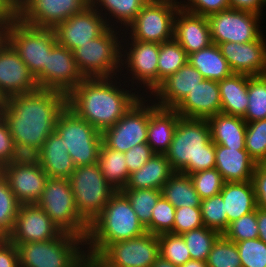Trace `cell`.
Listing matches in <instances>:
<instances>
[{"mask_svg": "<svg viewBox=\"0 0 266 267\" xmlns=\"http://www.w3.org/2000/svg\"><path fill=\"white\" fill-rule=\"evenodd\" d=\"M14 6L18 9L24 2L25 0H10Z\"/></svg>", "mask_w": 266, "mask_h": 267, "instance_id": "62", "label": "cell"}, {"mask_svg": "<svg viewBox=\"0 0 266 267\" xmlns=\"http://www.w3.org/2000/svg\"><path fill=\"white\" fill-rule=\"evenodd\" d=\"M257 223L259 239L266 243V210L257 207Z\"/></svg>", "mask_w": 266, "mask_h": 267, "instance_id": "59", "label": "cell"}, {"mask_svg": "<svg viewBox=\"0 0 266 267\" xmlns=\"http://www.w3.org/2000/svg\"><path fill=\"white\" fill-rule=\"evenodd\" d=\"M245 148L256 162H266V119L247 123Z\"/></svg>", "mask_w": 266, "mask_h": 267, "instance_id": "45", "label": "cell"}, {"mask_svg": "<svg viewBox=\"0 0 266 267\" xmlns=\"http://www.w3.org/2000/svg\"><path fill=\"white\" fill-rule=\"evenodd\" d=\"M3 39L36 77L47 65L48 53L57 44L53 28L28 26L18 19L4 28Z\"/></svg>", "mask_w": 266, "mask_h": 267, "instance_id": "9", "label": "cell"}, {"mask_svg": "<svg viewBox=\"0 0 266 267\" xmlns=\"http://www.w3.org/2000/svg\"><path fill=\"white\" fill-rule=\"evenodd\" d=\"M211 140L227 148H245L246 121L239 116L218 113L207 119Z\"/></svg>", "mask_w": 266, "mask_h": 267, "instance_id": "29", "label": "cell"}, {"mask_svg": "<svg viewBox=\"0 0 266 267\" xmlns=\"http://www.w3.org/2000/svg\"><path fill=\"white\" fill-rule=\"evenodd\" d=\"M39 88L68 95L85 79L79 71L71 50L56 44L48 53L47 65L35 77Z\"/></svg>", "mask_w": 266, "mask_h": 267, "instance_id": "15", "label": "cell"}, {"mask_svg": "<svg viewBox=\"0 0 266 267\" xmlns=\"http://www.w3.org/2000/svg\"><path fill=\"white\" fill-rule=\"evenodd\" d=\"M257 223V208L255 211L241 216L239 219L229 223L223 236L235 243L249 239L259 238Z\"/></svg>", "mask_w": 266, "mask_h": 267, "instance_id": "47", "label": "cell"}, {"mask_svg": "<svg viewBox=\"0 0 266 267\" xmlns=\"http://www.w3.org/2000/svg\"><path fill=\"white\" fill-rule=\"evenodd\" d=\"M149 101H151V106L149 105L147 144L155 154H165L181 116L175 109L162 108L151 99Z\"/></svg>", "mask_w": 266, "mask_h": 267, "instance_id": "26", "label": "cell"}, {"mask_svg": "<svg viewBox=\"0 0 266 267\" xmlns=\"http://www.w3.org/2000/svg\"><path fill=\"white\" fill-rule=\"evenodd\" d=\"M252 182L255 189L256 205L266 210V162L256 163Z\"/></svg>", "mask_w": 266, "mask_h": 267, "instance_id": "54", "label": "cell"}, {"mask_svg": "<svg viewBox=\"0 0 266 267\" xmlns=\"http://www.w3.org/2000/svg\"><path fill=\"white\" fill-rule=\"evenodd\" d=\"M203 79L196 68L187 62L154 90L151 95L158 101L153 102L159 107L174 109Z\"/></svg>", "mask_w": 266, "mask_h": 267, "instance_id": "25", "label": "cell"}, {"mask_svg": "<svg viewBox=\"0 0 266 267\" xmlns=\"http://www.w3.org/2000/svg\"><path fill=\"white\" fill-rule=\"evenodd\" d=\"M1 174L20 204H36L49 178L33 157H22L3 165Z\"/></svg>", "mask_w": 266, "mask_h": 267, "instance_id": "14", "label": "cell"}, {"mask_svg": "<svg viewBox=\"0 0 266 267\" xmlns=\"http://www.w3.org/2000/svg\"><path fill=\"white\" fill-rule=\"evenodd\" d=\"M147 101L142 96L122 118L102 132L108 148L125 153L137 144L147 143L150 104Z\"/></svg>", "mask_w": 266, "mask_h": 267, "instance_id": "13", "label": "cell"}, {"mask_svg": "<svg viewBox=\"0 0 266 267\" xmlns=\"http://www.w3.org/2000/svg\"><path fill=\"white\" fill-rule=\"evenodd\" d=\"M173 38L187 55L213 43L207 17L188 12L181 7L175 15Z\"/></svg>", "mask_w": 266, "mask_h": 267, "instance_id": "24", "label": "cell"}, {"mask_svg": "<svg viewBox=\"0 0 266 267\" xmlns=\"http://www.w3.org/2000/svg\"><path fill=\"white\" fill-rule=\"evenodd\" d=\"M222 234L214 229L202 226L182 234L186 242L191 259L205 261L213 244Z\"/></svg>", "mask_w": 266, "mask_h": 267, "instance_id": "38", "label": "cell"}, {"mask_svg": "<svg viewBox=\"0 0 266 267\" xmlns=\"http://www.w3.org/2000/svg\"><path fill=\"white\" fill-rule=\"evenodd\" d=\"M63 232L37 204H21L12 232L7 239L13 244L49 241Z\"/></svg>", "mask_w": 266, "mask_h": 267, "instance_id": "20", "label": "cell"}, {"mask_svg": "<svg viewBox=\"0 0 266 267\" xmlns=\"http://www.w3.org/2000/svg\"><path fill=\"white\" fill-rule=\"evenodd\" d=\"M256 162L246 148H227L215 145V168L224 182H245L253 178Z\"/></svg>", "mask_w": 266, "mask_h": 267, "instance_id": "27", "label": "cell"}, {"mask_svg": "<svg viewBox=\"0 0 266 267\" xmlns=\"http://www.w3.org/2000/svg\"><path fill=\"white\" fill-rule=\"evenodd\" d=\"M160 256L175 266H182L191 259L182 235L162 233L158 235Z\"/></svg>", "mask_w": 266, "mask_h": 267, "instance_id": "43", "label": "cell"}, {"mask_svg": "<svg viewBox=\"0 0 266 267\" xmlns=\"http://www.w3.org/2000/svg\"><path fill=\"white\" fill-rule=\"evenodd\" d=\"M204 226L201 207H179L175 210L173 234L182 235Z\"/></svg>", "mask_w": 266, "mask_h": 267, "instance_id": "50", "label": "cell"}, {"mask_svg": "<svg viewBox=\"0 0 266 267\" xmlns=\"http://www.w3.org/2000/svg\"><path fill=\"white\" fill-rule=\"evenodd\" d=\"M179 2L180 7L188 12L208 16L230 8L229 0H187ZM182 3V4H181Z\"/></svg>", "mask_w": 266, "mask_h": 267, "instance_id": "52", "label": "cell"}, {"mask_svg": "<svg viewBox=\"0 0 266 267\" xmlns=\"http://www.w3.org/2000/svg\"><path fill=\"white\" fill-rule=\"evenodd\" d=\"M20 205L7 180L0 174V238H7L12 232Z\"/></svg>", "mask_w": 266, "mask_h": 267, "instance_id": "40", "label": "cell"}, {"mask_svg": "<svg viewBox=\"0 0 266 267\" xmlns=\"http://www.w3.org/2000/svg\"><path fill=\"white\" fill-rule=\"evenodd\" d=\"M127 41L130 42L127 39L125 41L126 46L121 44V53H123L121 54V66H126L125 69L128 67L126 70L132 75V87H134L133 84L137 81L139 86L142 83L143 87L145 88L146 86V90L149 89L150 94H152L158 87V56L160 44L132 39L131 43Z\"/></svg>", "mask_w": 266, "mask_h": 267, "instance_id": "17", "label": "cell"}, {"mask_svg": "<svg viewBox=\"0 0 266 267\" xmlns=\"http://www.w3.org/2000/svg\"><path fill=\"white\" fill-rule=\"evenodd\" d=\"M155 153L147 143L137 144L124 153L129 175L139 170Z\"/></svg>", "mask_w": 266, "mask_h": 267, "instance_id": "53", "label": "cell"}, {"mask_svg": "<svg viewBox=\"0 0 266 267\" xmlns=\"http://www.w3.org/2000/svg\"><path fill=\"white\" fill-rule=\"evenodd\" d=\"M65 233L87 238L89 225L80 217L67 178H48L36 203Z\"/></svg>", "mask_w": 266, "mask_h": 267, "instance_id": "8", "label": "cell"}, {"mask_svg": "<svg viewBox=\"0 0 266 267\" xmlns=\"http://www.w3.org/2000/svg\"><path fill=\"white\" fill-rule=\"evenodd\" d=\"M252 76L232 73L218 81L221 113L243 117L248 107V81Z\"/></svg>", "mask_w": 266, "mask_h": 267, "instance_id": "32", "label": "cell"}, {"mask_svg": "<svg viewBox=\"0 0 266 267\" xmlns=\"http://www.w3.org/2000/svg\"><path fill=\"white\" fill-rule=\"evenodd\" d=\"M4 103H5V99H4L3 96L0 94V108L3 106Z\"/></svg>", "mask_w": 266, "mask_h": 267, "instance_id": "64", "label": "cell"}, {"mask_svg": "<svg viewBox=\"0 0 266 267\" xmlns=\"http://www.w3.org/2000/svg\"><path fill=\"white\" fill-rule=\"evenodd\" d=\"M50 178H69L76 166L65 148L63 139L54 131L33 156Z\"/></svg>", "mask_w": 266, "mask_h": 267, "instance_id": "28", "label": "cell"}, {"mask_svg": "<svg viewBox=\"0 0 266 267\" xmlns=\"http://www.w3.org/2000/svg\"><path fill=\"white\" fill-rule=\"evenodd\" d=\"M200 207L204 226L223 234L228 228V217L225 213L222 195L219 193L201 200Z\"/></svg>", "mask_w": 266, "mask_h": 267, "instance_id": "44", "label": "cell"}, {"mask_svg": "<svg viewBox=\"0 0 266 267\" xmlns=\"http://www.w3.org/2000/svg\"><path fill=\"white\" fill-rule=\"evenodd\" d=\"M39 89L36 78L3 39L0 42V94L4 99Z\"/></svg>", "mask_w": 266, "mask_h": 267, "instance_id": "21", "label": "cell"}, {"mask_svg": "<svg viewBox=\"0 0 266 267\" xmlns=\"http://www.w3.org/2000/svg\"><path fill=\"white\" fill-rule=\"evenodd\" d=\"M264 38L262 33L252 42H225L218 45L233 73L249 76L266 75V41Z\"/></svg>", "mask_w": 266, "mask_h": 267, "instance_id": "22", "label": "cell"}, {"mask_svg": "<svg viewBox=\"0 0 266 267\" xmlns=\"http://www.w3.org/2000/svg\"><path fill=\"white\" fill-rule=\"evenodd\" d=\"M97 164L112 188L116 191H122L125 188L129 172L124 153L112 150L102 143Z\"/></svg>", "mask_w": 266, "mask_h": 267, "instance_id": "36", "label": "cell"}, {"mask_svg": "<svg viewBox=\"0 0 266 267\" xmlns=\"http://www.w3.org/2000/svg\"><path fill=\"white\" fill-rule=\"evenodd\" d=\"M188 62L186 51L173 38L160 43L158 56V86Z\"/></svg>", "mask_w": 266, "mask_h": 267, "instance_id": "37", "label": "cell"}, {"mask_svg": "<svg viewBox=\"0 0 266 267\" xmlns=\"http://www.w3.org/2000/svg\"><path fill=\"white\" fill-rule=\"evenodd\" d=\"M84 267H113L107 263L99 254L86 252Z\"/></svg>", "mask_w": 266, "mask_h": 267, "instance_id": "58", "label": "cell"}, {"mask_svg": "<svg viewBox=\"0 0 266 267\" xmlns=\"http://www.w3.org/2000/svg\"><path fill=\"white\" fill-rule=\"evenodd\" d=\"M80 217L90 225L116 192L98 164L78 166L68 178Z\"/></svg>", "mask_w": 266, "mask_h": 267, "instance_id": "10", "label": "cell"}, {"mask_svg": "<svg viewBox=\"0 0 266 267\" xmlns=\"http://www.w3.org/2000/svg\"><path fill=\"white\" fill-rule=\"evenodd\" d=\"M188 62L196 68L204 79L220 81L233 73L219 46L214 43L189 54Z\"/></svg>", "mask_w": 266, "mask_h": 267, "instance_id": "33", "label": "cell"}, {"mask_svg": "<svg viewBox=\"0 0 266 267\" xmlns=\"http://www.w3.org/2000/svg\"><path fill=\"white\" fill-rule=\"evenodd\" d=\"M66 106L67 95L41 88L5 99L0 114L22 157H33L42 148Z\"/></svg>", "mask_w": 266, "mask_h": 267, "instance_id": "1", "label": "cell"}, {"mask_svg": "<svg viewBox=\"0 0 266 267\" xmlns=\"http://www.w3.org/2000/svg\"><path fill=\"white\" fill-rule=\"evenodd\" d=\"M165 156L174 172L191 175L215 168V144L207 119L180 117Z\"/></svg>", "mask_w": 266, "mask_h": 267, "instance_id": "3", "label": "cell"}, {"mask_svg": "<svg viewBox=\"0 0 266 267\" xmlns=\"http://www.w3.org/2000/svg\"><path fill=\"white\" fill-rule=\"evenodd\" d=\"M3 31L4 28L0 25V42L3 40Z\"/></svg>", "mask_w": 266, "mask_h": 267, "instance_id": "63", "label": "cell"}, {"mask_svg": "<svg viewBox=\"0 0 266 267\" xmlns=\"http://www.w3.org/2000/svg\"><path fill=\"white\" fill-rule=\"evenodd\" d=\"M190 177L201 200L219 194L224 184L221 173L216 168L193 173Z\"/></svg>", "mask_w": 266, "mask_h": 267, "instance_id": "48", "label": "cell"}, {"mask_svg": "<svg viewBox=\"0 0 266 267\" xmlns=\"http://www.w3.org/2000/svg\"><path fill=\"white\" fill-rule=\"evenodd\" d=\"M162 196L175 208L200 207L201 199L194 189L190 175L174 172L162 187Z\"/></svg>", "mask_w": 266, "mask_h": 267, "instance_id": "35", "label": "cell"}, {"mask_svg": "<svg viewBox=\"0 0 266 267\" xmlns=\"http://www.w3.org/2000/svg\"><path fill=\"white\" fill-rule=\"evenodd\" d=\"M18 19V9L10 0H0V25L8 27Z\"/></svg>", "mask_w": 266, "mask_h": 267, "instance_id": "56", "label": "cell"}, {"mask_svg": "<svg viewBox=\"0 0 266 267\" xmlns=\"http://www.w3.org/2000/svg\"><path fill=\"white\" fill-rule=\"evenodd\" d=\"M90 0H25L18 8V20L37 28H54L81 12Z\"/></svg>", "mask_w": 266, "mask_h": 267, "instance_id": "18", "label": "cell"}, {"mask_svg": "<svg viewBox=\"0 0 266 267\" xmlns=\"http://www.w3.org/2000/svg\"><path fill=\"white\" fill-rule=\"evenodd\" d=\"M84 245L86 238L65 232L49 241L15 244L20 267H84Z\"/></svg>", "mask_w": 266, "mask_h": 267, "instance_id": "5", "label": "cell"}, {"mask_svg": "<svg viewBox=\"0 0 266 267\" xmlns=\"http://www.w3.org/2000/svg\"><path fill=\"white\" fill-rule=\"evenodd\" d=\"M0 267H20L17 247L7 238H0Z\"/></svg>", "mask_w": 266, "mask_h": 267, "instance_id": "55", "label": "cell"}, {"mask_svg": "<svg viewBox=\"0 0 266 267\" xmlns=\"http://www.w3.org/2000/svg\"><path fill=\"white\" fill-rule=\"evenodd\" d=\"M116 27H108L100 36L73 51L79 71L85 78L117 77L121 72V43ZM121 41V42H120ZM121 67V68H120ZM120 69V70H119Z\"/></svg>", "mask_w": 266, "mask_h": 267, "instance_id": "6", "label": "cell"}, {"mask_svg": "<svg viewBox=\"0 0 266 267\" xmlns=\"http://www.w3.org/2000/svg\"><path fill=\"white\" fill-rule=\"evenodd\" d=\"M208 267H242L236 243L221 235L208 255Z\"/></svg>", "mask_w": 266, "mask_h": 267, "instance_id": "42", "label": "cell"}, {"mask_svg": "<svg viewBox=\"0 0 266 267\" xmlns=\"http://www.w3.org/2000/svg\"><path fill=\"white\" fill-rule=\"evenodd\" d=\"M107 28L105 18L89 4L81 12L57 24L53 30L57 43L73 52L100 36Z\"/></svg>", "mask_w": 266, "mask_h": 267, "instance_id": "19", "label": "cell"}, {"mask_svg": "<svg viewBox=\"0 0 266 267\" xmlns=\"http://www.w3.org/2000/svg\"><path fill=\"white\" fill-rule=\"evenodd\" d=\"M180 267H208L205 261L190 259Z\"/></svg>", "mask_w": 266, "mask_h": 267, "instance_id": "61", "label": "cell"}, {"mask_svg": "<svg viewBox=\"0 0 266 267\" xmlns=\"http://www.w3.org/2000/svg\"><path fill=\"white\" fill-rule=\"evenodd\" d=\"M146 232L126 195L116 191L89 225L86 252L100 254L109 244L137 238Z\"/></svg>", "mask_w": 266, "mask_h": 267, "instance_id": "4", "label": "cell"}, {"mask_svg": "<svg viewBox=\"0 0 266 267\" xmlns=\"http://www.w3.org/2000/svg\"><path fill=\"white\" fill-rule=\"evenodd\" d=\"M257 13L229 8L207 16L212 42L247 43L255 41L263 32ZM259 21V22H258Z\"/></svg>", "mask_w": 266, "mask_h": 267, "instance_id": "12", "label": "cell"}, {"mask_svg": "<svg viewBox=\"0 0 266 267\" xmlns=\"http://www.w3.org/2000/svg\"><path fill=\"white\" fill-rule=\"evenodd\" d=\"M99 255L113 267H152L160 256L159 238L146 232L137 238L109 244Z\"/></svg>", "mask_w": 266, "mask_h": 267, "instance_id": "16", "label": "cell"}, {"mask_svg": "<svg viewBox=\"0 0 266 267\" xmlns=\"http://www.w3.org/2000/svg\"><path fill=\"white\" fill-rule=\"evenodd\" d=\"M180 8L177 0H149L126 27L132 40L163 43L173 39L174 19ZM130 29V30H129ZM128 30V31H127Z\"/></svg>", "mask_w": 266, "mask_h": 267, "instance_id": "11", "label": "cell"}, {"mask_svg": "<svg viewBox=\"0 0 266 267\" xmlns=\"http://www.w3.org/2000/svg\"><path fill=\"white\" fill-rule=\"evenodd\" d=\"M21 158L22 155L16 148L7 121L0 114V166Z\"/></svg>", "mask_w": 266, "mask_h": 267, "instance_id": "51", "label": "cell"}, {"mask_svg": "<svg viewBox=\"0 0 266 267\" xmlns=\"http://www.w3.org/2000/svg\"><path fill=\"white\" fill-rule=\"evenodd\" d=\"M174 173L165 154H154L139 170L129 175L124 189H159Z\"/></svg>", "mask_w": 266, "mask_h": 267, "instance_id": "31", "label": "cell"}, {"mask_svg": "<svg viewBox=\"0 0 266 267\" xmlns=\"http://www.w3.org/2000/svg\"><path fill=\"white\" fill-rule=\"evenodd\" d=\"M152 267H178L173 265L171 262H169L168 260L162 258L161 256H159L155 262L153 263Z\"/></svg>", "mask_w": 266, "mask_h": 267, "instance_id": "60", "label": "cell"}, {"mask_svg": "<svg viewBox=\"0 0 266 267\" xmlns=\"http://www.w3.org/2000/svg\"><path fill=\"white\" fill-rule=\"evenodd\" d=\"M176 208L163 196L152 210L151 222L145 227L148 233L159 235L173 233Z\"/></svg>", "mask_w": 266, "mask_h": 267, "instance_id": "46", "label": "cell"}, {"mask_svg": "<svg viewBox=\"0 0 266 267\" xmlns=\"http://www.w3.org/2000/svg\"><path fill=\"white\" fill-rule=\"evenodd\" d=\"M174 109L190 119H208L221 113L218 81L203 79Z\"/></svg>", "mask_w": 266, "mask_h": 267, "instance_id": "23", "label": "cell"}, {"mask_svg": "<svg viewBox=\"0 0 266 267\" xmlns=\"http://www.w3.org/2000/svg\"><path fill=\"white\" fill-rule=\"evenodd\" d=\"M242 267H266V243L259 238L236 243Z\"/></svg>", "mask_w": 266, "mask_h": 267, "instance_id": "49", "label": "cell"}, {"mask_svg": "<svg viewBox=\"0 0 266 267\" xmlns=\"http://www.w3.org/2000/svg\"><path fill=\"white\" fill-rule=\"evenodd\" d=\"M139 221L146 227L151 222L152 210L162 191L159 189H123Z\"/></svg>", "mask_w": 266, "mask_h": 267, "instance_id": "41", "label": "cell"}, {"mask_svg": "<svg viewBox=\"0 0 266 267\" xmlns=\"http://www.w3.org/2000/svg\"><path fill=\"white\" fill-rule=\"evenodd\" d=\"M223 198L228 225L241 216L256 210L255 189L252 180L224 182L220 192Z\"/></svg>", "mask_w": 266, "mask_h": 267, "instance_id": "30", "label": "cell"}, {"mask_svg": "<svg viewBox=\"0 0 266 267\" xmlns=\"http://www.w3.org/2000/svg\"><path fill=\"white\" fill-rule=\"evenodd\" d=\"M120 83L115 77L85 78L67 95V106L103 132L122 118L142 96V93L132 92L137 89H124Z\"/></svg>", "mask_w": 266, "mask_h": 267, "instance_id": "2", "label": "cell"}, {"mask_svg": "<svg viewBox=\"0 0 266 267\" xmlns=\"http://www.w3.org/2000/svg\"><path fill=\"white\" fill-rule=\"evenodd\" d=\"M247 93L249 102L242 118L246 123L266 119V75L252 76Z\"/></svg>", "mask_w": 266, "mask_h": 267, "instance_id": "39", "label": "cell"}, {"mask_svg": "<svg viewBox=\"0 0 266 267\" xmlns=\"http://www.w3.org/2000/svg\"><path fill=\"white\" fill-rule=\"evenodd\" d=\"M55 132L63 139L76 167L97 164L103 143L102 132L80 118L68 106L59 115Z\"/></svg>", "mask_w": 266, "mask_h": 267, "instance_id": "7", "label": "cell"}, {"mask_svg": "<svg viewBox=\"0 0 266 267\" xmlns=\"http://www.w3.org/2000/svg\"><path fill=\"white\" fill-rule=\"evenodd\" d=\"M230 8L246 10L262 15L263 6H266L264 0H229Z\"/></svg>", "mask_w": 266, "mask_h": 267, "instance_id": "57", "label": "cell"}, {"mask_svg": "<svg viewBox=\"0 0 266 267\" xmlns=\"http://www.w3.org/2000/svg\"><path fill=\"white\" fill-rule=\"evenodd\" d=\"M149 0H90V4L105 18L108 27H112L114 23L117 25L121 23L123 28L121 34L127 26L136 18L137 14L140 12L142 7ZM98 5V6H97ZM103 7V8H102ZM100 8V9H99ZM105 8V9H104ZM104 9V10H103ZM105 11V13H103ZM109 12V13H106ZM109 15V16H108ZM108 16V19H107ZM115 18L111 23V18ZM110 19V20H109ZM116 21V22H114ZM110 22V23H109ZM111 24V25H110ZM125 27V29H124Z\"/></svg>", "mask_w": 266, "mask_h": 267, "instance_id": "34", "label": "cell"}]
</instances>
